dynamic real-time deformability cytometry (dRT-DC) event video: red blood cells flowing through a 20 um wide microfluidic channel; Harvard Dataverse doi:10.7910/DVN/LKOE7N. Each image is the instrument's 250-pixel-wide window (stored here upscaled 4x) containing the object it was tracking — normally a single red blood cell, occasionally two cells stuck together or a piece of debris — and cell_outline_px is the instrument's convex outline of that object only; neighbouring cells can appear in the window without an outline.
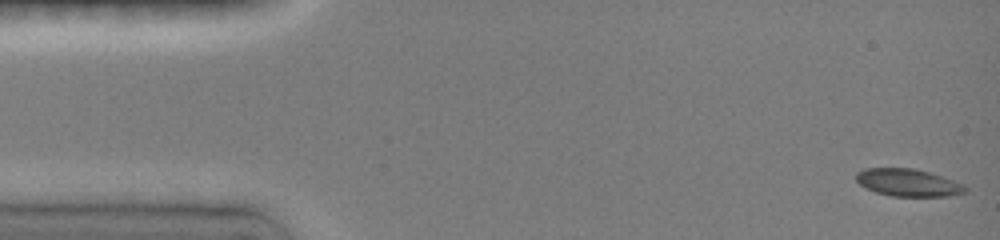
{"species": "common noctule bat (a hibernating species)", "species_latin": "Nyctalus noctula", "temperature_condition": "room temperature", "stored_images_in_passage": 49, "camera_frame_rate_fps": 3000, "um_per_image_px": 0.085, "animal": {"sex": "female", "body_mass_g": 19.0, "forearm_length_mm": 51.5}, "frame": {"image": 1, "passage_image": 1, "time_ms": 0.0, "image_size_px": [1000, 240], "cell_outline_px": [[968, 188], [964, 192], [948, 196], [892, 196], [876, 192], [864, 188], [856, 180], [856, 172], [864, 168], [912, 168], [928, 172], [964, 184]], "centroid_in_image_um": [77.14, 15.52], "position_along_channel_um": 7.9, "area_um2": 17.34}}
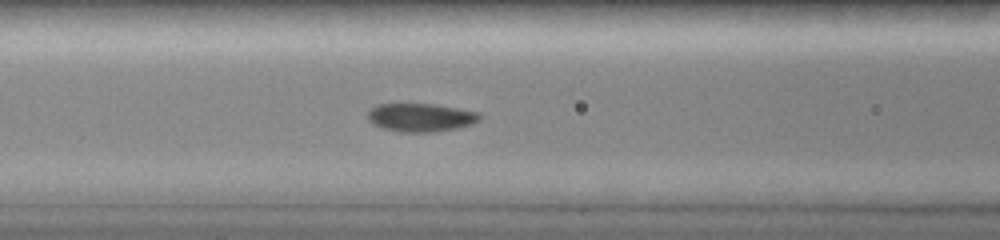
{"frame": {"image": 2, "passage_image": 19, "time_ms": 6.0, "image_size_px": [1000, 240], "cell_outline_px": [[480, 120], [472, 124], [460, 128], [432, 132], [400, 132], [384, 128], [372, 124], [368, 120], [368, 112], [372, 108], [380, 104], [436, 104], [480, 112]], "centroid_in_image_um": [35.8, 9.99], "position_along_channel_um": 130.8, "area_um2": 18.55}}
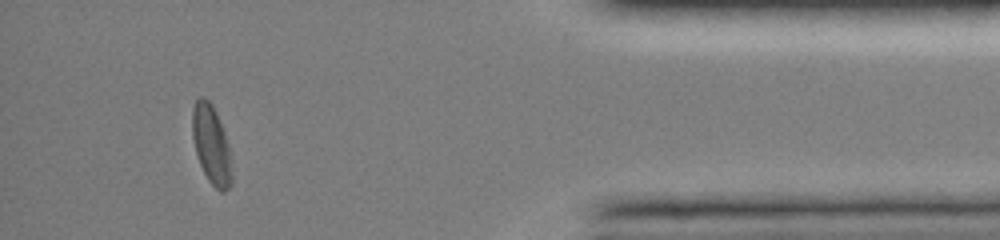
{"frame": {"image": 3, "passage_image": 45, "time_ms": 14.0, "image_size_px": [1000, 240], "cell_outline_px": [[232, 184], [224, 192], [220, 192], [208, 180], [200, 164], [196, 152], [192, 136], [192, 108], [196, 100], [200, 96], [204, 96], [212, 104], [216, 112], [224, 132], [228, 144], [232, 176]], "centroid_in_image_um": [17.96, 12.29], "position_along_channel_um": 417.2, "area_um2": 18.03}, "authors_computed_cell_mechanics": {"area_um2": 17.8602, "velocity_mm_per_s": 4.0342, "shape_relaxation_time_tau1_ms": 3.0377, "shape_relaxation_time_tau2_ms": null, "deformation_change_tau1": 0.1489, "deformation_change_tau2": null}}